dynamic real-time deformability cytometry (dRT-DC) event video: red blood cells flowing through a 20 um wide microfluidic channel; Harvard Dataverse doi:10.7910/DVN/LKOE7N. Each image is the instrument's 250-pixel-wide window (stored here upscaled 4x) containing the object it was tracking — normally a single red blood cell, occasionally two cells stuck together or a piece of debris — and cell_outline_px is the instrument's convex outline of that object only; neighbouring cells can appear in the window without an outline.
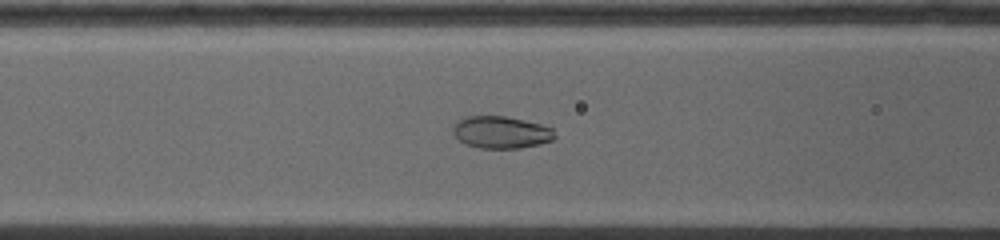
{"species": "common noctule bat (a hibernating species)", "species_latin": "Nyctalus noctula", "temperature_condition": "warm", "stored_images_in_passage": 55, "camera_frame_rate_fps": 5000, "um_per_image_px": 0.085, "animal": {"sex": "female", "body_mass_g": 19.0, "forearm_length_mm": 53.3}, "frame": {"image": 1, "passage_image": 16, "time_ms": 3.8, "image_size_px": [1000, 240], "cell_outline_px": [[556, 136], [552, 140], [540, 144], [520, 148], [480, 148], [464, 144], [452, 132], [452, 128], [456, 120], [464, 116], [508, 116], [540, 124], [552, 128]], "centroid_in_image_um": [42.56, 11.23], "position_along_channel_um": 124.0, "area_um2": 19.25}}
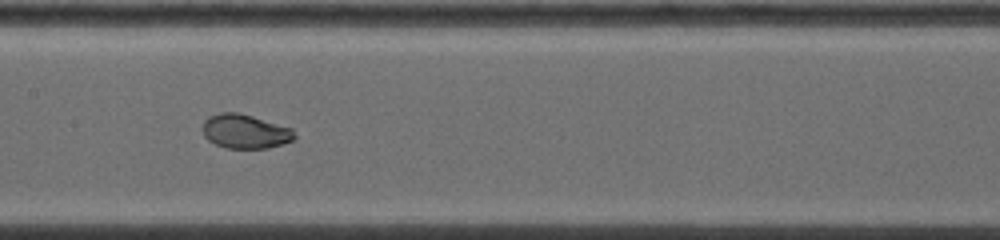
{"frame": {"image": 2, "passage_image": 24, "time_ms": 5.4, "image_size_px": [1000, 240], "cell_outline_px": [[296, 136], [292, 140], [268, 148], [228, 148], [216, 144], [208, 140], [204, 136], [204, 120], [208, 116], [220, 112], [236, 112], [252, 116], [292, 128]], "centroid_in_image_um": [20.82, 11.16], "position_along_channel_um": 186.6, "area_um2": 18.09}}
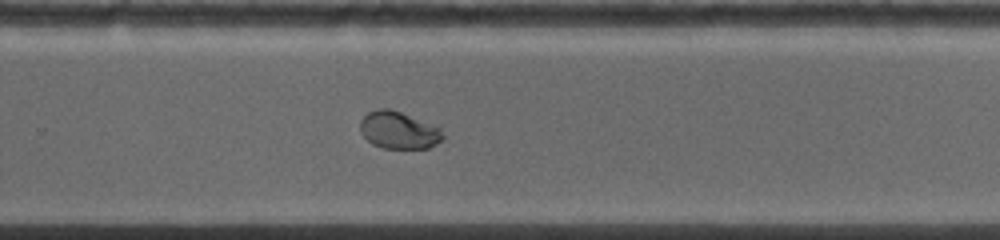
{"frame": {"image": 3, "passage_image": 39, "time_ms": 8.2, "image_size_px": [1000, 240], "cell_outline_px": [[444, 136], [436, 144], [428, 148], [380, 148], [372, 144], [360, 132], [360, 120], [368, 112], [376, 108], [388, 108], [400, 112], [440, 128]], "centroid_in_image_um": [33.84, 11.07], "position_along_channel_um": 296.0, "area_um2": 17.8}, "authors_computed_cell_mechanics": {"area_um2": 18.3804, "velocity_mm_per_s": 3.916, "shape_relaxation_time_tau1_ms": null, "shape_relaxation_time_tau2_ms": 0.3259, "deformation_change_tau1": null, "deformation_change_tau2": 0.0331}}